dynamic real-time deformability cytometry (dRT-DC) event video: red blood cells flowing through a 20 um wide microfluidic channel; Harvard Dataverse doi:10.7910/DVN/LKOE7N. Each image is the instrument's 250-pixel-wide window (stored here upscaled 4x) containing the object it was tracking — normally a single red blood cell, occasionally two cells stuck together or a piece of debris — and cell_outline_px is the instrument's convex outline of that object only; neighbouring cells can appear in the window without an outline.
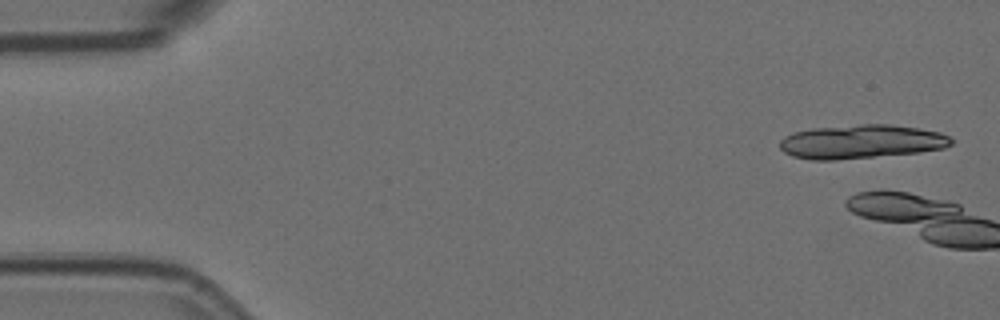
{"species": "Egyptian fruit bat (a non-hibernating species)", "species_latin": "Rousettus aegyptiacus", "temperature_condition": "room temperature", "stored_images_in_passage": 5, "camera_frame_rate_fps": 3000, "um_per_image_px": 0.085, "animal": {"sex": "female"}, "frame": {"image": 1, "passage_image": 1, "time_ms": 0.0, "image_size_px": [1000, 320], "cell_outline_px": [[956, 140], [952, 144], [944, 148], [920, 152], [836, 160], [812, 160], [792, 156], [784, 152], [780, 148], [780, 140], [784, 136], [796, 132], [812, 128], [860, 124], [888, 124], [920, 128], [940, 132]], "centroid_in_image_um": [73.23, 12.04], "position_along_channel_um": 11.8, "area_um2": 33.99}}
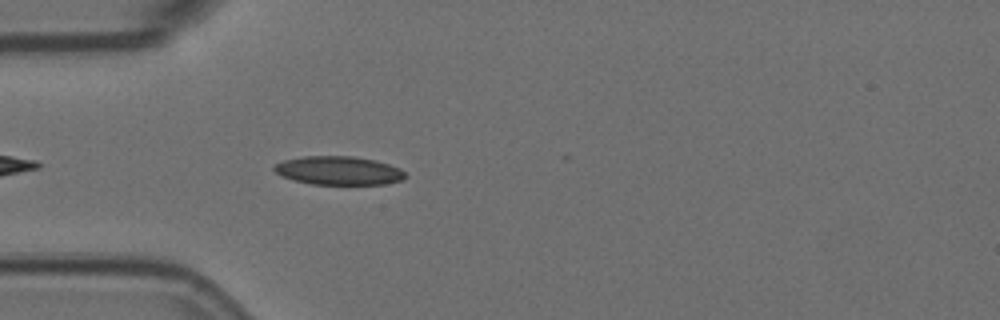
{"frame": {"image": 2, "passage_image": 5, "time_ms": 1.333, "image_size_px": [1000, 320], "cell_outline_px": [[408, 176], [404, 180], [384, 184], [312, 184], [292, 180], [280, 176], [272, 168], [276, 164], [284, 160], [304, 156], [352, 156], [376, 160], [400, 168]], "centroid_in_image_um": [28.79, 14.5], "position_along_channel_um": 56.2, "area_um2": 21.96}}